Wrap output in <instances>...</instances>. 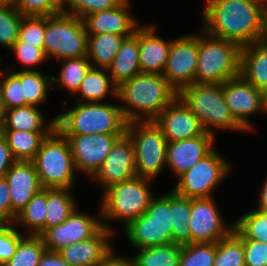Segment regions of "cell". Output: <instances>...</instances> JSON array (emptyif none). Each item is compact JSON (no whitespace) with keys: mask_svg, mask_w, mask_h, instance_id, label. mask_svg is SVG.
<instances>
[{"mask_svg":"<svg viewBox=\"0 0 267 266\" xmlns=\"http://www.w3.org/2000/svg\"><path fill=\"white\" fill-rule=\"evenodd\" d=\"M202 16L207 34L241 47L267 38V5L258 0H206Z\"/></svg>","mask_w":267,"mask_h":266,"instance_id":"1","label":"cell"},{"mask_svg":"<svg viewBox=\"0 0 267 266\" xmlns=\"http://www.w3.org/2000/svg\"><path fill=\"white\" fill-rule=\"evenodd\" d=\"M178 96L160 74L140 73L118 86L117 100L127 122L154 121Z\"/></svg>","mask_w":267,"mask_h":266,"instance_id":"2","label":"cell"},{"mask_svg":"<svg viewBox=\"0 0 267 266\" xmlns=\"http://www.w3.org/2000/svg\"><path fill=\"white\" fill-rule=\"evenodd\" d=\"M77 104V105H76ZM75 107L56 115V129L62 135L125 134L127 121L120 105L76 102Z\"/></svg>","mask_w":267,"mask_h":266,"instance_id":"3","label":"cell"},{"mask_svg":"<svg viewBox=\"0 0 267 266\" xmlns=\"http://www.w3.org/2000/svg\"><path fill=\"white\" fill-rule=\"evenodd\" d=\"M178 97L197 116L208 134L215 135L213 127L222 130L247 131L227 106L223 84L193 83L181 89Z\"/></svg>","mask_w":267,"mask_h":266,"instance_id":"4","label":"cell"},{"mask_svg":"<svg viewBox=\"0 0 267 266\" xmlns=\"http://www.w3.org/2000/svg\"><path fill=\"white\" fill-rule=\"evenodd\" d=\"M242 47L216 38L203 29L198 35V58L195 83L223 84L240 75Z\"/></svg>","mask_w":267,"mask_h":266,"instance_id":"5","label":"cell"},{"mask_svg":"<svg viewBox=\"0 0 267 266\" xmlns=\"http://www.w3.org/2000/svg\"><path fill=\"white\" fill-rule=\"evenodd\" d=\"M153 180L138 176L112 185L102 193L101 217L102 224L114 231L106 221L119 220L126 227L131 221L146 212L151 199L155 196L150 185Z\"/></svg>","mask_w":267,"mask_h":266,"instance_id":"6","label":"cell"},{"mask_svg":"<svg viewBox=\"0 0 267 266\" xmlns=\"http://www.w3.org/2000/svg\"><path fill=\"white\" fill-rule=\"evenodd\" d=\"M32 163L43 188L73 189L77 170L71 147L57 129L42 142Z\"/></svg>","mask_w":267,"mask_h":266,"instance_id":"7","label":"cell"},{"mask_svg":"<svg viewBox=\"0 0 267 266\" xmlns=\"http://www.w3.org/2000/svg\"><path fill=\"white\" fill-rule=\"evenodd\" d=\"M126 133L135 150L136 176L155 180L166 166L167 140L155 121L127 123Z\"/></svg>","mask_w":267,"mask_h":266,"instance_id":"8","label":"cell"},{"mask_svg":"<svg viewBox=\"0 0 267 266\" xmlns=\"http://www.w3.org/2000/svg\"><path fill=\"white\" fill-rule=\"evenodd\" d=\"M87 44L84 20L63 12L45 16L44 53L47 59L87 56Z\"/></svg>","mask_w":267,"mask_h":266,"instance_id":"9","label":"cell"},{"mask_svg":"<svg viewBox=\"0 0 267 266\" xmlns=\"http://www.w3.org/2000/svg\"><path fill=\"white\" fill-rule=\"evenodd\" d=\"M124 231L135 249L172 242L170 191L154 196L146 212L124 227Z\"/></svg>","mask_w":267,"mask_h":266,"instance_id":"10","label":"cell"},{"mask_svg":"<svg viewBox=\"0 0 267 266\" xmlns=\"http://www.w3.org/2000/svg\"><path fill=\"white\" fill-rule=\"evenodd\" d=\"M231 163L215 147L178 177L172 190L191 199L211 198L217 186L229 176Z\"/></svg>","mask_w":267,"mask_h":266,"instance_id":"11","label":"cell"},{"mask_svg":"<svg viewBox=\"0 0 267 266\" xmlns=\"http://www.w3.org/2000/svg\"><path fill=\"white\" fill-rule=\"evenodd\" d=\"M197 58L198 34L172 39L163 76L177 92L195 83Z\"/></svg>","mask_w":267,"mask_h":266,"instance_id":"12","label":"cell"},{"mask_svg":"<svg viewBox=\"0 0 267 266\" xmlns=\"http://www.w3.org/2000/svg\"><path fill=\"white\" fill-rule=\"evenodd\" d=\"M78 210L77 207L62 224L47 229L41 235L47 251L57 252L63 247L87 240L103 227L101 210L96 217Z\"/></svg>","mask_w":267,"mask_h":266,"instance_id":"13","label":"cell"},{"mask_svg":"<svg viewBox=\"0 0 267 266\" xmlns=\"http://www.w3.org/2000/svg\"><path fill=\"white\" fill-rule=\"evenodd\" d=\"M215 203L213 197L191 199V243H217L233 231V223H224Z\"/></svg>","mask_w":267,"mask_h":266,"instance_id":"14","label":"cell"},{"mask_svg":"<svg viewBox=\"0 0 267 266\" xmlns=\"http://www.w3.org/2000/svg\"><path fill=\"white\" fill-rule=\"evenodd\" d=\"M223 94L227 106L235 119L246 129H252L249 116L267 114L265 93L248 83L241 75L223 83Z\"/></svg>","mask_w":267,"mask_h":266,"instance_id":"15","label":"cell"},{"mask_svg":"<svg viewBox=\"0 0 267 266\" xmlns=\"http://www.w3.org/2000/svg\"><path fill=\"white\" fill-rule=\"evenodd\" d=\"M124 134L63 135L69 141L77 172L92 177L101 167L116 140Z\"/></svg>","mask_w":267,"mask_h":266,"instance_id":"16","label":"cell"},{"mask_svg":"<svg viewBox=\"0 0 267 266\" xmlns=\"http://www.w3.org/2000/svg\"><path fill=\"white\" fill-rule=\"evenodd\" d=\"M135 176L134 144L129 135L125 133L116 140L101 167L91 178L96 179L95 181H98L105 191L112 185Z\"/></svg>","mask_w":267,"mask_h":266,"instance_id":"17","label":"cell"},{"mask_svg":"<svg viewBox=\"0 0 267 266\" xmlns=\"http://www.w3.org/2000/svg\"><path fill=\"white\" fill-rule=\"evenodd\" d=\"M167 143L197 137L205 133L197 116L177 96L154 120Z\"/></svg>","mask_w":267,"mask_h":266,"instance_id":"18","label":"cell"},{"mask_svg":"<svg viewBox=\"0 0 267 266\" xmlns=\"http://www.w3.org/2000/svg\"><path fill=\"white\" fill-rule=\"evenodd\" d=\"M5 179L11 197V224L32 197L43 187L32 161H16L7 171Z\"/></svg>","mask_w":267,"mask_h":266,"instance_id":"19","label":"cell"},{"mask_svg":"<svg viewBox=\"0 0 267 266\" xmlns=\"http://www.w3.org/2000/svg\"><path fill=\"white\" fill-rule=\"evenodd\" d=\"M215 137L205 132L197 137L168 143L166 166L178 178L214 148Z\"/></svg>","mask_w":267,"mask_h":266,"instance_id":"20","label":"cell"},{"mask_svg":"<svg viewBox=\"0 0 267 266\" xmlns=\"http://www.w3.org/2000/svg\"><path fill=\"white\" fill-rule=\"evenodd\" d=\"M115 232L103 226L93 237L63 247L57 253L70 266H96L114 250L109 240Z\"/></svg>","mask_w":267,"mask_h":266,"instance_id":"21","label":"cell"},{"mask_svg":"<svg viewBox=\"0 0 267 266\" xmlns=\"http://www.w3.org/2000/svg\"><path fill=\"white\" fill-rule=\"evenodd\" d=\"M130 0H123L115 8L96 12L86 16L83 20L88 34H118L133 35L138 20L129 13Z\"/></svg>","mask_w":267,"mask_h":266,"instance_id":"22","label":"cell"},{"mask_svg":"<svg viewBox=\"0 0 267 266\" xmlns=\"http://www.w3.org/2000/svg\"><path fill=\"white\" fill-rule=\"evenodd\" d=\"M155 27L152 24L138 27L139 65L141 73L163 75L172 39L158 37Z\"/></svg>","mask_w":267,"mask_h":266,"instance_id":"23","label":"cell"},{"mask_svg":"<svg viewBox=\"0 0 267 266\" xmlns=\"http://www.w3.org/2000/svg\"><path fill=\"white\" fill-rule=\"evenodd\" d=\"M240 75L255 88L267 92V39L242 47Z\"/></svg>","mask_w":267,"mask_h":266,"instance_id":"24","label":"cell"},{"mask_svg":"<svg viewBox=\"0 0 267 266\" xmlns=\"http://www.w3.org/2000/svg\"><path fill=\"white\" fill-rule=\"evenodd\" d=\"M107 70L117 87L141 73L138 28L132 36L126 37L122 41L113 62Z\"/></svg>","mask_w":267,"mask_h":266,"instance_id":"25","label":"cell"},{"mask_svg":"<svg viewBox=\"0 0 267 266\" xmlns=\"http://www.w3.org/2000/svg\"><path fill=\"white\" fill-rule=\"evenodd\" d=\"M38 107L27 105L6 110L2 130L53 132L56 129V118L46 124L47 120Z\"/></svg>","mask_w":267,"mask_h":266,"instance_id":"26","label":"cell"},{"mask_svg":"<svg viewBox=\"0 0 267 266\" xmlns=\"http://www.w3.org/2000/svg\"><path fill=\"white\" fill-rule=\"evenodd\" d=\"M117 90L107 69L91 67L75 93L76 102L104 103L108 94L117 99Z\"/></svg>","mask_w":267,"mask_h":266,"instance_id":"27","label":"cell"},{"mask_svg":"<svg viewBox=\"0 0 267 266\" xmlns=\"http://www.w3.org/2000/svg\"><path fill=\"white\" fill-rule=\"evenodd\" d=\"M132 35L88 34L87 58L92 67L108 69L122 41Z\"/></svg>","mask_w":267,"mask_h":266,"instance_id":"28","label":"cell"},{"mask_svg":"<svg viewBox=\"0 0 267 266\" xmlns=\"http://www.w3.org/2000/svg\"><path fill=\"white\" fill-rule=\"evenodd\" d=\"M52 132H29L20 130H2L16 161H32L42 142Z\"/></svg>","mask_w":267,"mask_h":266,"instance_id":"29","label":"cell"},{"mask_svg":"<svg viewBox=\"0 0 267 266\" xmlns=\"http://www.w3.org/2000/svg\"><path fill=\"white\" fill-rule=\"evenodd\" d=\"M71 192L68 188H47L45 231L62 224L77 208Z\"/></svg>","mask_w":267,"mask_h":266,"instance_id":"30","label":"cell"},{"mask_svg":"<svg viewBox=\"0 0 267 266\" xmlns=\"http://www.w3.org/2000/svg\"><path fill=\"white\" fill-rule=\"evenodd\" d=\"M47 212V188L41 189L20 211L14 220V225H21L28 229L27 235L41 236L45 232V218ZM17 223V224H16Z\"/></svg>","mask_w":267,"mask_h":266,"instance_id":"31","label":"cell"},{"mask_svg":"<svg viewBox=\"0 0 267 266\" xmlns=\"http://www.w3.org/2000/svg\"><path fill=\"white\" fill-rule=\"evenodd\" d=\"M136 250L131 258L133 266H180L181 244L170 242Z\"/></svg>","mask_w":267,"mask_h":266,"instance_id":"32","label":"cell"},{"mask_svg":"<svg viewBox=\"0 0 267 266\" xmlns=\"http://www.w3.org/2000/svg\"><path fill=\"white\" fill-rule=\"evenodd\" d=\"M170 209L172 242L181 245L191 243V231L189 226L191 198L178 195L171 189Z\"/></svg>","mask_w":267,"mask_h":266,"instance_id":"33","label":"cell"},{"mask_svg":"<svg viewBox=\"0 0 267 266\" xmlns=\"http://www.w3.org/2000/svg\"><path fill=\"white\" fill-rule=\"evenodd\" d=\"M62 65L58 78L53 76V86L58 85L60 90L67 89L69 95H74L80 87L89 69L92 67L87 56L65 58L59 60ZM56 83V85H54Z\"/></svg>","mask_w":267,"mask_h":266,"instance_id":"34","label":"cell"},{"mask_svg":"<svg viewBox=\"0 0 267 266\" xmlns=\"http://www.w3.org/2000/svg\"><path fill=\"white\" fill-rule=\"evenodd\" d=\"M23 85L24 96L26 99V106H37L45 103L48 97L47 92L49 88H53L51 76L43 74L39 70H21L12 71Z\"/></svg>","mask_w":267,"mask_h":266,"instance_id":"35","label":"cell"},{"mask_svg":"<svg viewBox=\"0 0 267 266\" xmlns=\"http://www.w3.org/2000/svg\"><path fill=\"white\" fill-rule=\"evenodd\" d=\"M233 233L240 240L267 242V212L255 209L233 222Z\"/></svg>","mask_w":267,"mask_h":266,"instance_id":"36","label":"cell"},{"mask_svg":"<svg viewBox=\"0 0 267 266\" xmlns=\"http://www.w3.org/2000/svg\"><path fill=\"white\" fill-rule=\"evenodd\" d=\"M46 246L39 235H25L16 248L14 256L3 266H38Z\"/></svg>","mask_w":267,"mask_h":266,"instance_id":"37","label":"cell"},{"mask_svg":"<svg viewBox=\"0 0 267 266\" xmlns=\"http://www.w3.org/2000/svg\"><path fill=\"white\" fill-rule=\"evenodd\" d=\"M213 266H245L243 242L233 232L217 242Z\"/></svg>","mask_w":267,"mask_h":266,"instance_id":"38","label":"cell"},{"mask_svg":"<svg viewBox=\"0 0 267 266\" xmlns=\"http://www.w3.org/2000/svg\"><path fill=\"white\" fill-rule=\"evenodd\" d=\"M217 243H189L182 245L180 266H213Z\"/></svg>","mask_w":267,"mask_h":266,"instance_id":"39","label":"cell"},{"mask_svg":"<svg viewBox=\"0 0 267 266\" xmlns=\"http://www.w3.org/2000/svg\"><path fill=\"white\" fill-rule=\"evenodd\" d=\"M23 16L15 7L0 5V45L6 49L18 40Z\"/></svg>","mask_w":267,"mask_h":266,"instance_id":"40","label":"cell"},{"mask_svg":"<svg viewBox=\"0 0 267 266\" xmlns=\"http://www.w3.org/2000/svg\"><path fill=\"white\" fill-rule=\"evenodd\" d=\"M122 1L123 0H63L62 12L77 16L83 20L90 14L115 8Z\"/></svg>","mask_w":267,"mask_h":266,"instance_id":"41","label":"cell"},{"mask_svg":"<svg viewBox=\"0 0 267 266\" xmlns=\"http://www.w3.org/2000/svg\"><path fill=\"white\" fill-rule=\"evenodd\" d=\"M0 81L3 101L7 110L26 106V99L21 80L12 72L10 68H7L4 71Z\"/></svg>","mask_w":267,"mask_h":266,"instance_id":"42","label":"cell"},{"mask_svg":"<svg viewBox=\"0 0 267 266\" xmlns=\"http://www.w3.org/2000/svg\"><path fill=\"white\" fill-rule=\"evenodd\" d=\"M45 16H23L18 40L44 50Z\"/></svg>","mask_w":267,"mask_h":266,"instance_id":"43","label":"cell"},{"mask_svg":"<svg viewBox=\"0 0 267 266\" xmlns=\"http://www.w3.org/2000/svg\"><path fill=\"white\" fill-rule=\"evenodd\" d=\"M63 0H18L15 8L24 16H54L62 12Z\"/></svg>","mask_w":267,"mask_h":266,"instance_id":"44","label":"cell"},{"mask_svg":"<svg viewBox=\"0 0 267 266\" xmlns=\"http://www.w3.org/2000/svg\"><path fill=\"white\" fill-rule=\"evenodd\" d=\"M10 51L15 54L18 62L27 67H24L22 70H38L32 67L48 60L42 48L35 44L23 43L19 40L11 47Z\"/></svg>","mask_w":267,"mask_h":266,"instance_id":"45","label":"cell"},{"mask_svg":"<svg viewBox=\"0 0 267 266\" xmlns=\"http://www.w3.org/2000/svg\"><path fill=\"white\" fill-rule=\"evenodd\" d=\"M14 224L0 227V266H3L15 254L19 241L25 236Z\"/></svg>","mask_w":267,"mask_h":266,"instance_id":"46","label":"cell"},{"mask_svg":"<svg viewBox=\"0 0 267 266\" xmlns=\"http://www.w3.org/2000/svg\"><path fill=\"white\" fill-rule=\"evenodd\" d=\"M241 241L244 247L245 266H267V242Z\"/></svg>","mask_w":267,"mask_h":266,"instance_id":"47","label":"cell"},{"mask_svg":"<svg viewBox=\"0 0 267 266\" xmlns=\"http://www.w3.org/2000/svg\"><path fill=\"white\" fill-rule=\"evenodd\" d=\"M0 224H11V197L5 177L0 178Z\"/></svg>","mask_w":267,"mask_h":266,"instance_id":"48","label":"cell"},{"mask_svg":"<svg viewBox=\"0 0 267 266\" xmlns=\"http://www.w3.org/2000/svg\"><path fill=\"white\" fill-rule=\"evenodd\" d=\"M16 162L6 139L0 137V178H4L8 169Z\"/></svg>","mask_w":267,"mask_h":266,"instance_id":"49","label":"cell"},{"mask_svg":"<svg viewBox=\"0 0 267 266\" xmlns=\"http://www.w3.org/2000/svg\"><path fill=\"white\" fill-rule=\"evenodd\" d=\"M129 257L117 256L112 250L103 260H101L96 266H133L131 258Z\"/></svg>","mask_w":267,"mask_h":266,"instance_id":"50","label":"cell"},{"mask_svg":"<svg viewBox=\"0 0 267 266\" xmlns=\"http://www.w3.org/2000/svg\"><path fill=\"white\" fill-rule=\"evenodd\" d=\"M38 266H70L57 252L45 251Z\"/></svg>","mask_w":267,"mask_h":266,"instance_id":"51","label":"cell"},{"mask_svg":"<svg viewBox=\"0 0 267 266\" xmlns=\"http://www.w3.org/2000/svg\"><path fill=\"white\" fill-rule=\"evenodd\" d=\"M258 200V207L256 209L267 212V178L264 180L263 186L260 188Z\"/></svg>","mask_w":267,"mask_h":266,"instance_id":"52","label":"cell"},{"mask_svg":"<svg viewBox=\"0 0 267 266\" xmlns=\"http://www.w3.org/2000/svg\"><path fill=\"white\" fill-rule=\"evenodd\" d=\"M6 110L7 109L5 108L2 91L0 88V126H3Z\"/></svg>","mask_w":267,"mask_h":266,"instance_id":"53","label":"cell"},{"mask_svg":"<svg viewBox=\"0 0 267 266\" xmlns=\"http://www.w3.org/2000/svg\"><path fill=\"white\" fill-rule=\"evenodd\" d=\"M18 0H0V5L15 7Z\"/></svg>","mask_w":267,"mask_h":266,"instance_id":"54","label":"cell"},{"mask_svg":"<svg viewBox=\"0 0 267 266\" xmlns=\"http://www.w3.org/2000/svg\"><path fill=\"white\" fill-rule=\"evenodd\" d=\"M260 1L261 3H264L265 5H267V0H258Z\"/></svg>","mask_w":267,"mask_h":266,"instance_id":"55","label":"cell"},{"mask_svg":"<svg viewBox=\"0 0 267 266\" xmlns=\"http://www.w3.org/2000/svg\"><path fill=\"white\" fill-rule=\"evenodd\" d=\"M3 74H4V71L2 72V71L0 70V80L2 79ZM0 82H1V81H0Z\"/></svg>","mask_w":267,"mask_h":266,"instance_id":"56","label":"cell"},{"mask_svg":"<svg viewBox=\"0 0 267 266\" xmlns=\"http://www.w3.org/2000/svg\"><path fill=\"white\" fill-rule=\"evenodd\" d=\"M2 136V126H0V137Z\"/></svg>","mask_w":267,"mask_h":266,"instance_id":"57","label":"cell"}]
</instances>
